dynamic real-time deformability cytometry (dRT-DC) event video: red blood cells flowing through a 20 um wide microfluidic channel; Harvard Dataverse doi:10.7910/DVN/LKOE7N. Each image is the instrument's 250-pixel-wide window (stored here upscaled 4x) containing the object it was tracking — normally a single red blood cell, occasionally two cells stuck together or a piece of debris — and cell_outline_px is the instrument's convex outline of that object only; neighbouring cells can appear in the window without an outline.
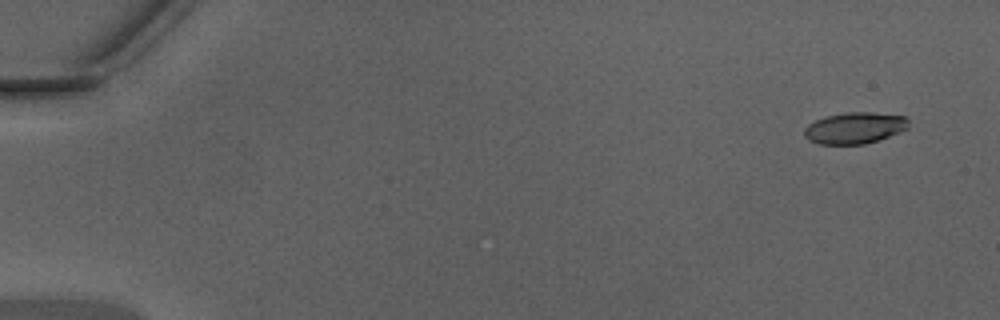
{"species": "Egyptian fruit bat (a non-hibernating species)", "species_latin": "Rousettus aegyptiacus", "temperature_condition": "warm", "stored_images_in_passage": 49, "camera_frame_rate_fps": 3000, "um_per_image_px": 0.085, "animal": {"sex": "male"}, "frame": {"image": 1, "passage_image": 4, "time_ms": 1.0, "image_size_px": [1000, 320], "cell_outline_px": [[908, 128], [900, 132], [864, 144], [820, 144], [808, 140], [804, 136], [804, 128], [808, 124], [824, 116], [844, 112], [872, 112], [908, 116]], "centroid_in_image_um": [72.64, 10.86], "position_along_channel_um": 12.4, "area_um2": 19.19}}
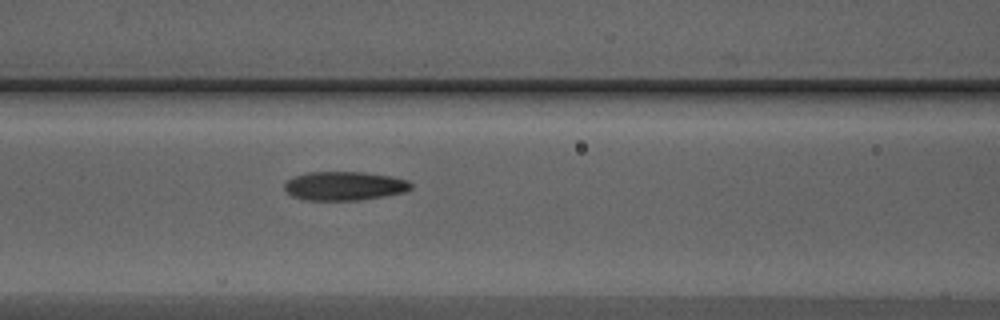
{"frame": {"image": 2, "passage_image": 23, "time_ms": 7.333, "image_size_px": [1000, 320], "cell_outline_px": [[412, 188], [404, 192], [384, 196], [360, 200], [304, 200], [292, 196], [284, 188], [284, 184], [292, 176], [308, 172], [364, 172], [388, 176], [408, 180], [412, 184]], "centroid_in_image_um": [29.25, 15.8], "position_along_channel_um": 137.3, "area_um2": 21.27}}
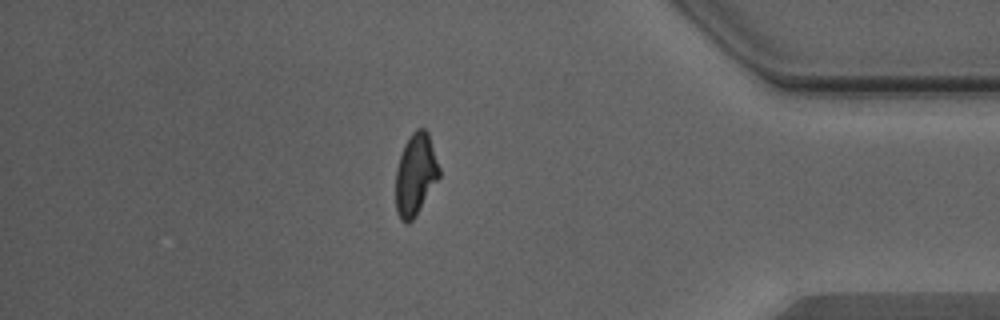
{"frame": {"image": 3, "passage_image": 43, "time_ms": 14.0, "image_size_px": [1000, 320], "cell_outline_px": [[440, 176], [416, 216], [408, 224], [404, 224], [400, 220], [396, 212], [396, 172], [400, 156], [404, 144], [408, 136], [416, 128], [424, 128], [428, 132], [440, 168]], "centroid_in_image_um": [35.32, 14.84], "position_along_channel_um": 399.9, "area_um2": 20.92}, "authors_computed_cell_mechanics": {"area_um2": 20.6924, "velocity_mm_per_s": 4.3906, "shape_relaxation_time_tau1_ms": 4.6073, "shape_relaxation_time_tau2_ms": 1.7388, "deformation_change_tau1": 0.1859, "deformation_change_tau2": 0.1}}